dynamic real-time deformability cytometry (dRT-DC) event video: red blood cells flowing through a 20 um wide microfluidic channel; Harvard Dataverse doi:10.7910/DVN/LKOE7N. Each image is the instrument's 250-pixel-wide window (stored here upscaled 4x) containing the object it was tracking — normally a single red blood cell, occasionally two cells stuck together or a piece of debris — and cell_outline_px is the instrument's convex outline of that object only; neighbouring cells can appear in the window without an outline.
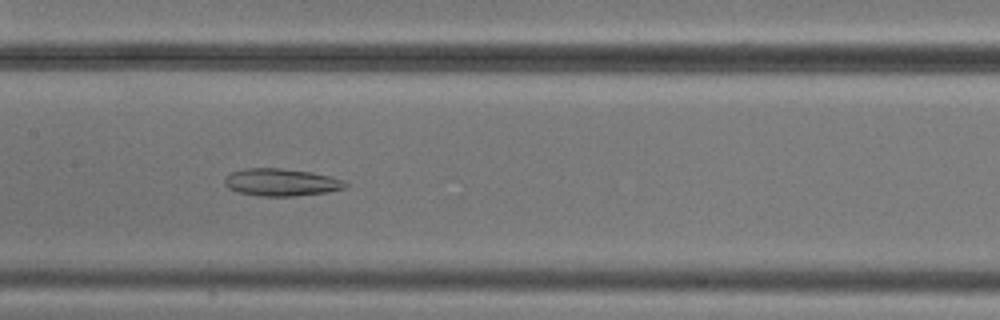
{"species": "common noctule bat (a hibernating species)", "species_latin": "Nyctalus noctula", "temperature_condition": "cold", "stored_images_in_passage": 8, "camera_frame_rate_fps": 3000, "um_per_image_px": 0.085, "animal": {"sex": "male", "body_mass_g": 20.5, "forearm_length_mm": 52.5}, "frame": {"image": 1, "passage_image": 6, "time_ms": 6.667, "image_size_px": [1000, 320], "cell_outline_px": [[348, 184], [344, 188], [328, 192], [296, 196], [260, 196], [236, 192], [228, 188], [224, 184], [224, 180], [232, 172], [244, 168], [280, 168], [312, 172], [332, 176], [344, 180]], "centroid_in_image_um": [23.92, 15.5], "position_along_channel_um": 183.5, "area_um2": 19.42}}